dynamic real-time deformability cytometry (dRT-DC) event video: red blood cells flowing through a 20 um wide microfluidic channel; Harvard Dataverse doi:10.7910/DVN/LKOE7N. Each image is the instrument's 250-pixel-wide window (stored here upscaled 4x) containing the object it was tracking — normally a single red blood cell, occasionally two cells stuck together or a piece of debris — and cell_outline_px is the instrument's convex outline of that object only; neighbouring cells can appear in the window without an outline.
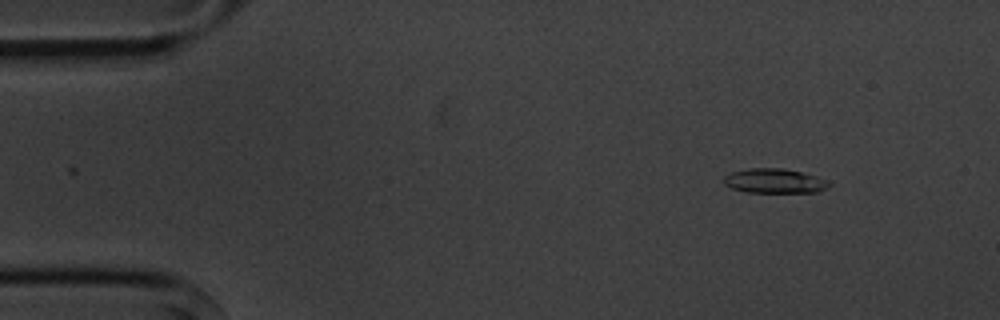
{"species": "common noctule bat (a hibernating species)", "species_latin": "Nyctalus noctula", "temperature_condition": "cold", "stored_images_in_passage": 8, "camera_frame_rate_fps": 3000, "um_per_image_px": 0.085, "animal": {"sex": "male", "body_mass_g": 20.1, "forearm_length_mm": 53.5}, "frame": {"image": 1, "passage_image": 1, "time_ms": 0.0, "image_size_px": [1000, 320], "cell_outline_px": [[832, 184], [828, 188], [820, 192], [748, 192], [732, 188], [724, 184], [724, 176], [732, 172], [748, 168], [784, 168], [800, 172], [828, 180]], "centroid_in_image_um": [65.86, 15.38], "position_along_channel_um": 19.1, "area_um2": 15.03}}
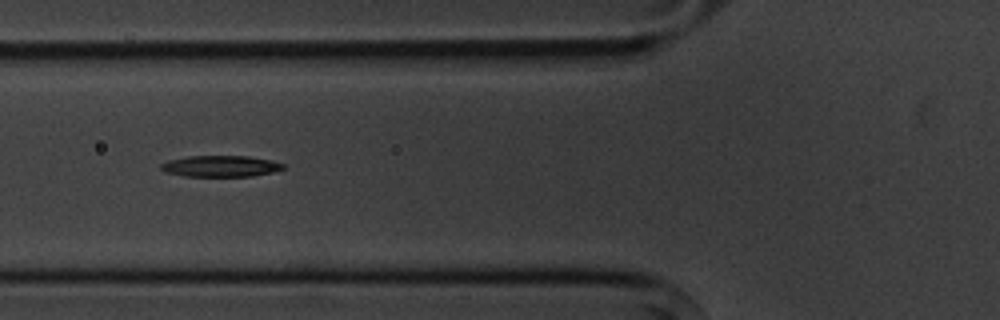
{"frame": {"image": 2, "passage_image": 5, "time_ms": 4.667, "image_size_px": [1000, 320], "cell_outline_px": [[284, 168], [272, 172], [252, 176], [184, 176], [164, 172], [160, 168], [160, 164], [168, 160], [188, 156], [248, 156], [272, 160], [284, 164]], "centroid_in_image_um": [18.72, 14.12], "position_along_channel_um": 107.1, "area_um2": 15.14}}
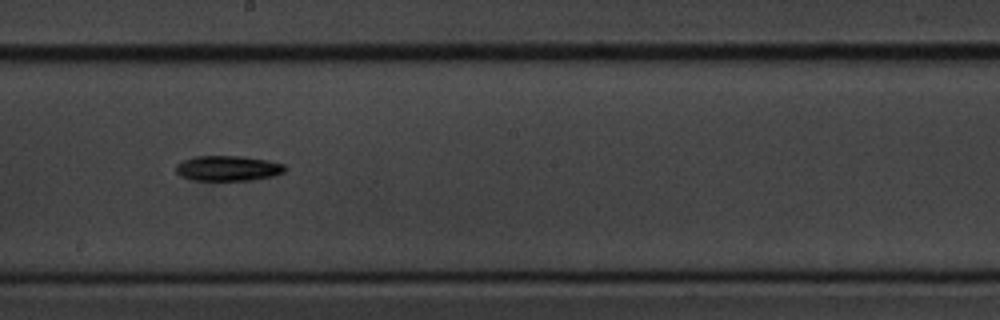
{"frame": {"image": 3, "passage_image": 8, "time_ms": 8.0, "image_size_px": [1000, 320], "cell_outline_px": [[288, 168], [284, 172], [272, 176], [252, 180], [192, 180], [180, 176], [176, 172], [176, 164], [184, 160], [196, 156], [244, 156], [268, 160], [284, 164]], "centroid_in_image_um": [19.39, 14.3], "position_along_channel_um": 228.8, "area_um2": 16.13}}